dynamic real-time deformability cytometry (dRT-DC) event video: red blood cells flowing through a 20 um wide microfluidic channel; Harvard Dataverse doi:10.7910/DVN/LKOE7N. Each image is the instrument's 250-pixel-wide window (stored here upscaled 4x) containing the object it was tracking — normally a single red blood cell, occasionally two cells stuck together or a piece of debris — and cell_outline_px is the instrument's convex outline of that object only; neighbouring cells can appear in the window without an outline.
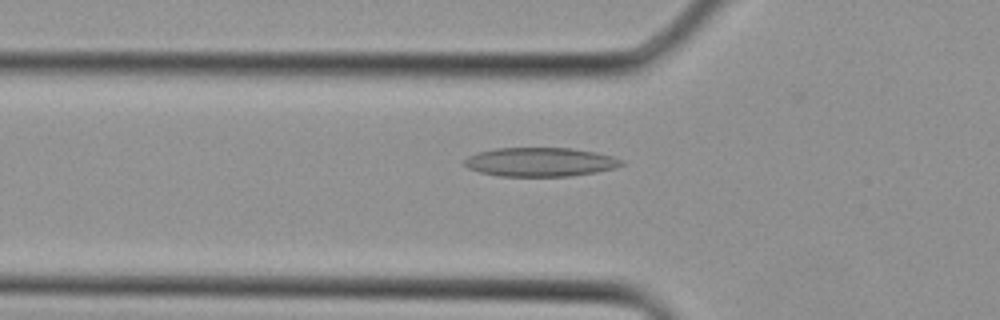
{"species": "Egyptian fruit bat (a non-hibernating species)", "species_latin": "Rousettus aegyptiacus", "temperature_condition": "cold", "stored_images_in_passage": 3, "camera_frame_rate_fps": 3000, "um_per_image_px": 0.085, "animal": {"sex": "female"}, "frame": {"image": 1, "passage_image": 3, "time_ms": 0.667, "image_size_px": [1000, 320], "cell_outline_px": [[624, 164], [616, 168], [596, 172], [572, 176], [500, 176], [480, 172], [468, 168], [464, 164], [464, 160], [468, 156], [480, 152], [496, 148], [572, 148], [596, 152], [612, 156], [624, 160]], "centroid_in_image_um": [45.96, 13.77], "position_along_channel_um": 79.8, "area_um2": 26.53}}